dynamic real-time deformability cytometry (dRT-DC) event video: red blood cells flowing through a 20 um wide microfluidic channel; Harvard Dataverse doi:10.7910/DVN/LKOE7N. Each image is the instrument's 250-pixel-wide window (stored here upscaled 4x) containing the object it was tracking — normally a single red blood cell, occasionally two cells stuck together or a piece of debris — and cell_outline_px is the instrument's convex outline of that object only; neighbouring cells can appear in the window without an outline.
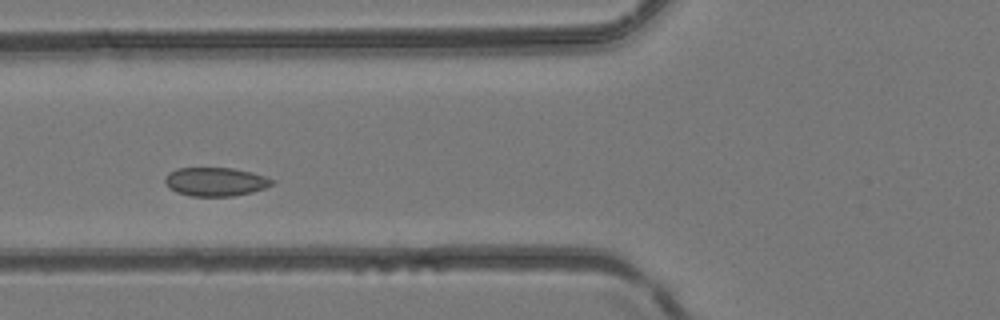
{"species": "common noctule bat (a hibernating species)", "species_latin": "Nyctalus noctula", "temperature_condition": "room temperature", "stored_images_in_passage": 2, "camera_frame_rate_fps": 3000, "um_per_image_px": 0.085, "animal": {"sex": "female", "body_mass_g": 24.6, "forearm_length_mm": 56.2}, "frame": {"image": 1, "passage_image": 2, "time_ms": 0.333, "image_size_px": [1000, 320], "cell_outline_px": [[276, 180], [272, 184], [264, 188], [252, 192], [232, 196], [192, 196], [176, 192], [168, 188], [164, 180], [164, 176], [168, 172], [176, 168], [232, 168], [252, 172]], "centroid_in_image_um": [18.28, 15.44], "position_along_channel_um": 107.5, "area_um2": 17.98}}